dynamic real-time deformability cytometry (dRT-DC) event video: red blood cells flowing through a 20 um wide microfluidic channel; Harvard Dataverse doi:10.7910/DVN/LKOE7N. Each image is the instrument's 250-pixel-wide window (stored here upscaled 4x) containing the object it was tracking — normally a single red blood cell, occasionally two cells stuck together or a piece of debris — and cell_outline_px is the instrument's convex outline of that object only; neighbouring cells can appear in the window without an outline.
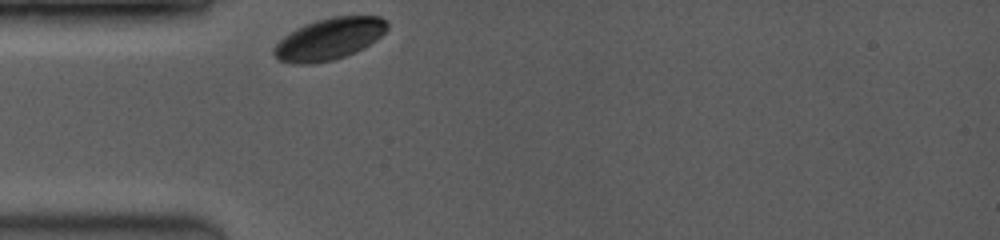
{"species": "common noctule bat (a hibernating species)", "species_latin": "Nyctalus noctula", "temperature_condition": "room temperature", "stored_images_in_passage": 9, "camera_frame_rate_fps": 3500, "um_per_image_px": 0.085, "animal": {"sex": "female", "body_mass_g": 19.0, "forearm_length_mm": 53.3}, "frame": {"image": 1, "passage_image": 1, "time_ms": 0.0, "image_size_px": [1000, 240], "cell_outline_px": [[388, 28], [376, 40], [364, 48], [356, 52], [332, 60], [312, 64], [292, 64], [276, 60], [272, 52], [272, 48], [284, 36], [296, 28], [304, 24], [316, 20], [332, 16], [380, 16], [388, 24]], "centroid_in_image_um": [27.94, 3.32], "position_along_channel_um": 57.1, "area_um2": 27.74}}
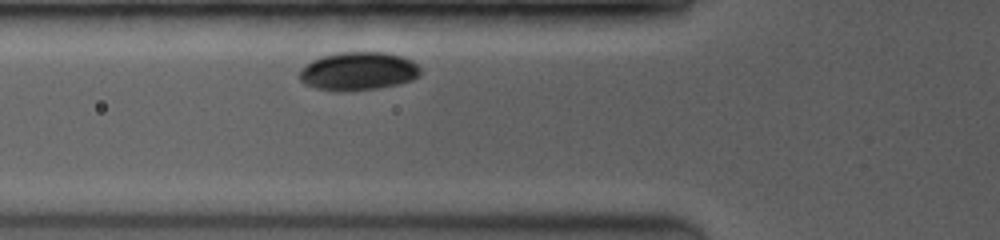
{"frame": {"image": 2, "passage_image": 3, "time_ms": 1.143, "image_size_px": [1000, 240], "cell_outline_px": [[420, 72], [412, 80], [396, 84], [376, 88], [340, 92], [336, 92], [316, 88], [304, 84], [300, 80], [300, 72], [312, 60], [320, 56], [336, 52], [388, 52], [404, 56], [412, 60], [420, 68]], "centroid_in_image_um": [30.44, 6.04], "position_along_channel_um": 95.4, "area_um2": 27.05}}
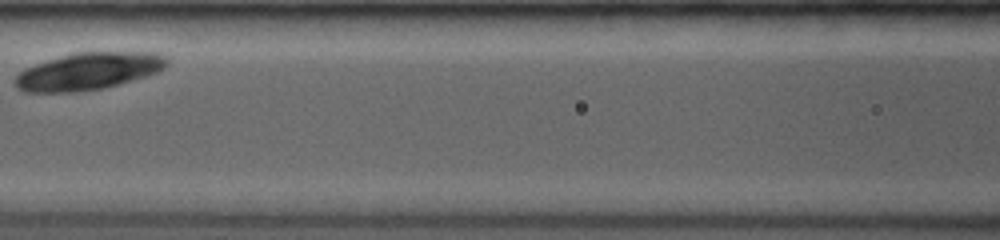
{"frame": {"image": 3, "passage_image": 6, "time_ms": 2.857, "image_size_px": [1000, 240], "cell_outline_px": [[168, 64], [164, 68], [156, 72], [132, 80], [100, 88], [72, 92], [24, 92], [16, 88], [12, 84], [12, 80], [24, 68], [72, 52], [156, 52], [168, 56]], "centroid_in_image_um": [7.48, 6.04], "position_along_channel_um": 159.1, "area_um2": 32.89}}